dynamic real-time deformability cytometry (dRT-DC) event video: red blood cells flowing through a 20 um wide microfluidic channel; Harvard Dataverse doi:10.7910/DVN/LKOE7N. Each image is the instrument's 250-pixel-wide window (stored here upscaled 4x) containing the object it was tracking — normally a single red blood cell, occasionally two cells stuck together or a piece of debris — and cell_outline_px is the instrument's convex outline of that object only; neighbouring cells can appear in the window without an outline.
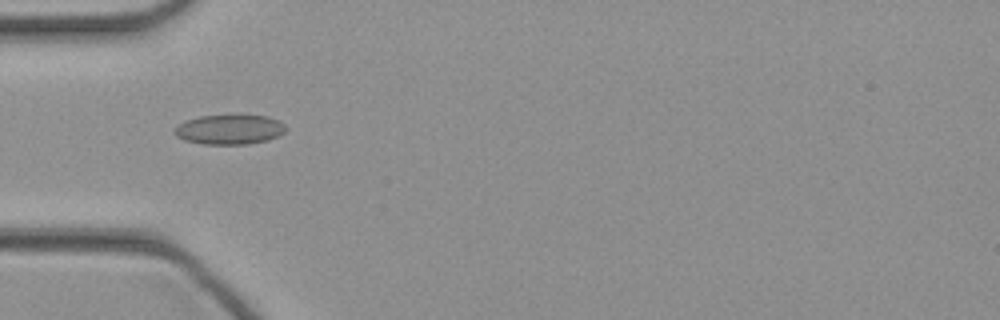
{"species": "common noctule bat (a hibernating species)", "species_latin": "Nyctalus noctula", "temperature_condition": "cold", "stored_images_in_passage": 45, "camera_frame_rate_fps": 3000, "um_per_image_px": 0.085, "animal": {"sex": "female", "body_mass_g": 21.9}, "frame": {"image": 1, "passage_image": 14, "time_ms": 4.333, "image_size_px": [1000, 320], "cell_outline_px": [[288, 128], [284, 132], [268, 140], [248, 144], [204, 144], [184, 140], [176, 136], [172, 132], [180, 124], [188, 120], [200, 116], [240, 112], [268, 116], [284, 124]], "centroid_in_image_um": [19.54, 10.96], "position_along_channel_um": 65.5, "area_um2": 19.94}}
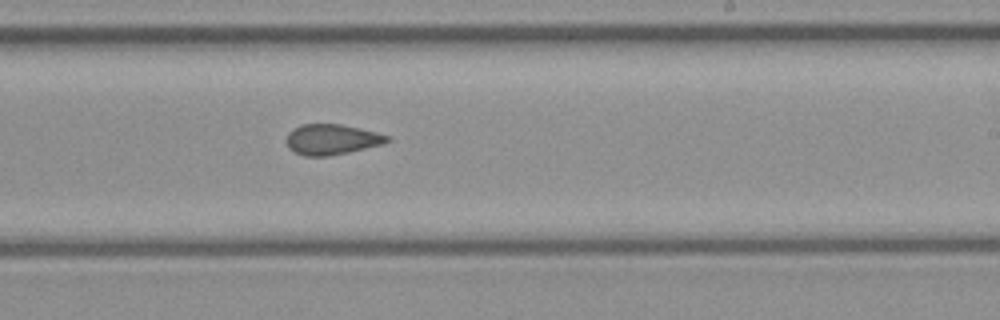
{"frame": {"image": 2, "passage_image": 27, "time_ms": 8.667, "image_size_px": [1000, 320], "cell_outline_px": [[392, 140], [384, 144], [348, 152], [328, 156], [304, 156], [288, 148], [284, 140], [288, 132], [292, 128], [300, 124], [340, 124], [376, 132], [388, 136]], "centroid_in_image_um": [28.15, 11.85], "position_along_channel_um": 260.8, "area_um2": 18.03}}
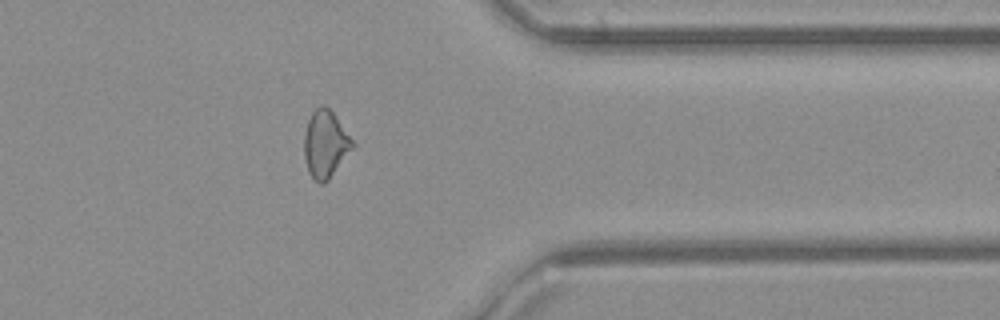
{"frame": {"image": 3, "passage_image": 36, "time_ms": 11.667, "image_size_px": [1000, 320], "cell_outline_px": [[356, 144], [328, 180], [324, 184], [320, 184], [308, 172], [304, 156], [304, 132], [308, 120], [312, 112], [316, 108], [324, 104], [332, 112]], "centroid_in_image_um": [27.64, 12.25], "position_along_channel_um": 383.8, "area_um2": 18.79}}